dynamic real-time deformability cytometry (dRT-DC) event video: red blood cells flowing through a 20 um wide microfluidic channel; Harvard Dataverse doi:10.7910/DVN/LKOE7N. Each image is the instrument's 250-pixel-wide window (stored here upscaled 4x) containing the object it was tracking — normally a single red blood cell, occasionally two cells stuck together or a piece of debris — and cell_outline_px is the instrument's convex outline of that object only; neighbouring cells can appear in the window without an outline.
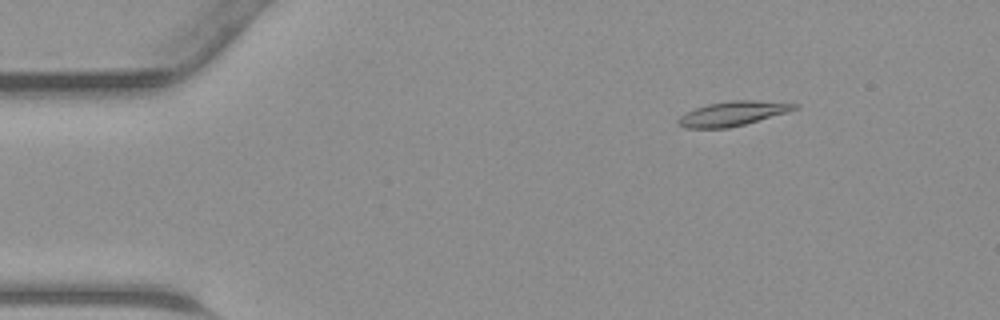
{"species": "common noctule bat (a hibernating species)", "species_latin": "Nyctalus noctula", "temperature_condition": "warm", "stored_images_in_passage": 45, "camera_frame_rate_fps": 3000, "um_per_image_px": 0.085, "animal": {"sex": "male", "body_mass_g": 23.1, "forearm_length_mm": 52.7}, "frame": {"image": 1, "passage_image": 6, "time_ms": 1.667, "image_size_px": [1000, 320], "cell_outline_px": [[800, 108], [788, 112], [744, 124], [728, 128], [684, 128], [676, 124], [676, 120], [680, 116], [696, 108], [708, 104], [732, 100], [756, 100], [800, 104]], "centroid_in_image_um": [62.29, 9.65], "position_along_channel_um": 22.7, "area_um2": 16.59}}
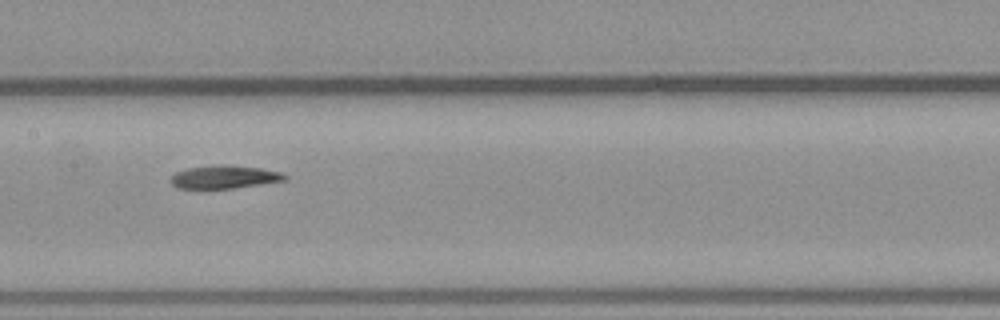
{"frame": {"image": 2, "passage_image": 22, "time_ms": 7.0, "image_size_px": [1000, 320], "cell_outline_px": [[288, 176], [284, 180], [260, 184], [232, 188], [176, 188], [172, 184], [172, 176], [176, 172], [188, 168], [216, 164], [224, 164], [260, 168], [284, 172]], "centroid_in_image_um": [19.09, 15.02], "position_along_channel_um": 188.3, "area_um2": 15.26}}
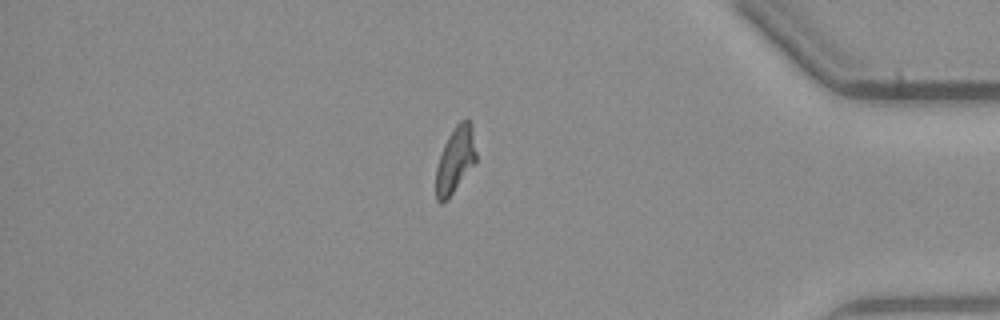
{"frame": {"image": 3, "passage_image": 38, "time_ms": 12.333, "image_size_px": [1000, 320], "cell_outline_px": [[476, 164], [444, 204], [440, 204], [436, 200], [436, 168], [444, 144], [448, 136], [456, 124], [460, 120], [468, 116], [472, 124], [476, 152]], "centroid_in_image_um": [38.72, 13.59], "position_along_channel_um": 396.5, "area_um2": 15.9}}